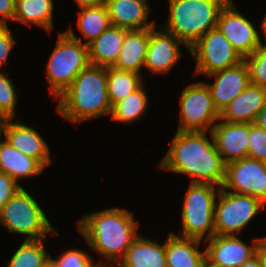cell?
<instances>
[{
	"instance_id": "obj_41",
	"label": "cell",
	"mask_w": 266,
	"mask_h": 267,
	"mask_svg": "<svg viewBox=\"0 0 266 267\" xmlns=\"http://www.w3.org/2000/svg\"><path fill=\"white\" fill-rule=\"evenodd\" d=\"M8 120V117L0 114V142L3 140L2 135H4L5 126Z\"/></svg>"
},
{
	"instance_id": "obj_7",
	"label": "cell",
	"mask_w": 266,
	"mask_h": 267,
	"mask_svg": "<svg viewBox=\"0 0 266 267\" xmlns=\"http://www.w3.org/2000/svg\"><path fill=\"white\" fill-rule=\"evenodd\" d=\"M220 188L211 183H190L181 208V236L205 241L215 235L214 208Z\"/></svg>"
},
{
	"instance_id": "obj_25",
	"label": "cell",
	"mask_w": 266,
	"mask_h": 267,
	"mask_svg": "<svg viewBox=\"0 0 266 267\" xmlns=\"http://www.w3.org/2000/svg\"><path fill=\"white\" fill-rule=\"evenodd\" d=\"M53 10V0H16L13 22L39 26L50 33L54 27Z\"/></svg>"
},
{
	"instance_id": "obj_32",
	"label": "cell",
	"mask_w": 266,
	"mask_h": 267,
	"mask_svg": "<svg viewBox=\"0 0 266 267\" xmlns=\"http://www.w3.org/2000/svg\"><path fill=\"white\" fill-rule=\"evenodd\" d=\"M56 267H99L92 256L80 249L63 251L57 259L50 257Z\"/></svg>"
},
{
	"instance_id": "obj_21",
	"label": "cell",
	"mask_w": 266,
	"mask_h": 267,
	"mask_svg": "<svg viewBox=\"0 0 266 267\" xmlns=\"http://www.w3.org/2000/svg\"><path fill=\"white\" fill-rule=\"evenodd\" d=\"M140 235L115 267H167L165 242L157 243Z\"/></svg>"
},
{
	"instance_id": "obj_24",
	"label": "cell",
	"mask_w": 266,
	"mask_h": 267,
	"mask_svg": "<svg viewBox=\"0 0 266 267\" xmlns=\"http://www.w3.org/2000/svg\"><path fill=\"white\" fill-rule=\"evenodd\" d=\"M127 30L110 25L98 38L88 44L90 64L113 67Z\"/></svg>"
},
{
	"instance_id": "obj_33",
	"label": "cell",
	"mask_w": 266,
	"mask_h": 267,
	"mask_svg": "<svg viewBox=\"0 0 266 267\" xmlns=\"http://www.w3.org/2000/svg\"><path fill=\"white\" fill-rule=\"evenodd\" d=\"M248 157L266 162V131L250 123Z\"/></svg>"
},
{
	"instance_id": "obj_29",
	"label": "cell",
	"mask_w": 266,
	"mask_h": 267,
	"mask_svg": "<svg viewBox=\"0 0 266 267\" xmlns=\"http://www.w3.org/2000/svg\"><path fill=\"white\" fill-rule=\"evenodd\" d=\"M44 241L47 238L25 239L4 267H43L50 259Z\"/></svg>"
},
{
	"instance_id": "obj_37",
	"label": "cell",
	"mask_w": 266,
	"mask_h": 267,
	"mask_svg": "<svg viewBox=\"0 0 266 267\" xmlns=\"http://www.w3.org/2000/svg\"><path fill=\"white\" fill-rule=\"evenodd\" d=\"M256 255L260 260L261 266L266 267V245L261 240L257 245Z\"/></svg>"
},
{
	"instance_id": "obj_3",
	"label": "cell",
	"mask_w": 266,
	"mask_h": 267,
	"mask_svg": "<svg viewBox=\"0 0 266 267\" xmlns=\"http://www.w3.org/2000/svg\"><path fill=\"white\" fill-rule=\"evenodd\" d=\"M107 87V67L89 64L57 98V112L74 124L110 116L112 106Z\"/></svg>"
},
{
	"instance_id": "obj_10",
	"label": "cell",
	"mask_w": 266,
	"mask_h": 267,
	"mask_svg": "<svg viewBox=\"0 0 266 267\" xmlns=\"http://www.w3.org/2000/svg\"><path fill=\"white\" fill-rule=\"evenodd\" d=\"M189 52L196 62L194 75L206 76L244 60L217 27L198 39L189 48Z\"/></svg>"
},
{
	"instance_id": "obj_11",
	"label": "cell",
	"mask_w": 266,
	"mask_h": 267,
	"mask_svg": "<svg viewBox=\"0 0 266 267\" xmlns=\"http://www.w3.org/2000/svg\"><path fill=\"white\" fill-rule=\"evenodd\" d=\"M224 190L250 195L266 205V162L245 157L226 164Z\"/></svg>"
},
{
	"instance_id": "obj_12",
	"label": "cell",
	"mask_w": 266,
	"mask_h": 267,
	"mask_svg": "<svg viewBox=\"0 0 266 267\" xmlns=\"http://www.w3.org/2000/svg\"><path fill=\"white\" fill-rule=\"evenodd\" d=\"M234 0H229L219 13L217 28L244 59L263 44L253 23L239 12Z\"/></svg>"
},
{
	"instance_id": "obj_15",
	"label": "cell",
	"mask_w": 266,
	"mask_h": 267,
	"mask_svg": "<svg viewBox=\"0 0 266 267\" xmlns=\"http://www.w3.org/2000/svg\"><path fill=\"white\" fill-rule=\"evenodd\" d=\"M215 78L208 86L215 108L220 113L250 85L249 70L244 60L237 65L206 75Z\"/></svg>"
},
{
	"instance_id": "obj_36",
	"label": "cell",
	"mask_w": 266,
	"mask_h": 267,
	"mask_svg": "<svg viewBox=\"0 0 266 267\" xmlns=\"http://www.w3.org/2000/svg\"><path fill=\"white\" fill-rule=\"evenodd\" d=\"M16 0H0V25H8L13 21Z\"/></svg>"
},
{
	"instance_id": "obj_22",
	"label": "cell",
	"mask_w": 266,
	"mask_h": 267,
	"mask_svg": "<svg viewBox=\"0 0 266 267\" xmlns=\"http://www.w3.org/2000/svg\"><path fill=\"white\" fill-rule=\"evenodd\" d=\"M149 42V28L127 30L113 67L119 70L141 74L145 66V58Z\"/></svg>"
},
{
	"instance_id": "obj_39",
	"label": "cell",
	"mask_w": 266,
	"mask_h": 267,
	"mask_svg": "<svg viewBox=\"0 0 266 267\" xmlns=\"http://www.w3.org/2000/svg\"><path fill=\"white\" fill-rule=\"evenodd\" d=\"M78 7L90 5H102L106 0H74Z\"/></svg>"
},
{
	"instance_id": "obj_40",
	"label": "cell",
	"mask_w": 266,
	"mask_h": 267,
	"mask_svg": "<svg viewBox=\"0 0 266 267\" xmlns=\"http://www.w3.org/2000/svg\"><path fill=\"white\" fill-rule=\"evenodd\" d=\"M240 267H262L257 255L253 256L248 261L244 262Z\"/></svg>"
},
{
	"instance_id": "obj_9",
	"label": "cell",
	"mask_w": 266,
	"mask_h": 267,
	"mask_svg": "<svg viewBox=\"0 0 266 267\" xmlns=\"http://www.w3.org/2000/svg\"><path fill=\"white\" fill-rule=\"evenodd\" d=\"M180 120L177 131H211L220 113L215 108L205 82L188 84L181 92Z\"/></svg>"
},
{
	"instance_id": "obj_31",
	"label": "cell",
	"mask_w": 266,
	"mask_h": 267,
	"mask_svg": "<svg viewBox=\"0 0 266 267\" xmlns=\"http://www.w3.org/2000/svg\"><path fill=\"white\" fill-rule=\"evenodd\" d=\"M244 61L249 70L250 84L266 88V46L258 47Z\"/></svg>"
},
{
	"instance_id": "obj_8",
	"label": "cell",
	"mask_w": 266,
	"mask_h": 267,
	"mask_svg": "<svg viewBox=\"0 0 266 267\" xmlns=\"http://www.w3.org/2000/svg\"><path fill=\"white\" fill-rule=\"evenodd\" d=\"M266 205L258 198L220 188L214 208L215 235H238Z\"/></svg>"
},
{
	"instance_id": "obj_34",
	"label": "cell",
	"mask_w": 266,
	"mask_h": 267,
	"mask_svg": "<svg viewBox=\"0 0 266 267\" xmlns=\"http://www.w3.org/2000/svg\"><path fill=\"white\" fill-rule=\"evenodd\" d=\"M16 41L12 35V30L8 25H0V70L4 64H7L9 54L13 50Z\"/></svg>"
},
{
	"instance_id": "obj_26",
	"label": "cell",
	"mask_w": 266,
	"mask_h": 267,
	"mask_svg": "<svg viewBox=\"0 0 266 267\" xmlns=\"http://www.w3.org/2000/svg\"><path fill=\"white\" fill-rule=\"evenodd\" d=\"M78 9L76 25L88 45L111 25L108 10L105 4L80 6Z\"/></svg>"
},
{
	"instance_id": "obj_28",
	"label": "cell",
	"mask_w": 266,
	"mask_h": 267,
	"mask_svg": "<svg viewBox=\"0 0 266 267\" xmlns=\"http://www.w3.org/2000/svg\"><path fill=\"white\" fill-rule=\"evenodd\" d=\"M143 78L142 74L107 67V88L111 106L113 107L146 83Z\"/></svg>"
},
{
	"instance_id": "obj_35",
	"label": "cell",
	"mask_w": 266,
	"mask_h": 267,
	"mask_svg": "<svg viewBox=\"0 0 266 267\" xmlns=\"http://www.w3.org/2000/svg\"><path fill=\"white\" fill-rule=\"evenodd\" d=\"M21 187L13 178L0 171V211Z\"/></svg>"
},
{
	"instance_id": "obj_16",
	"label": "cell",
	"mask_w": 266,
	"mask_h": 267,
	"mask_svg": "<svg viewBox=\"0 0 266 267\" xmlns=\"http://www.w3.org/2000/svg\"><path fill=\"white\" fill-rule=\"evenodd\" d=\"M211 132L225 164L248 157L250 123H230L219 119Z\"/></svg>"
},
{
	"instance_id": "obj_18",
	"label": "cell",
	"mask_w": 266,
	"mask_h": 267,
	"mask_svg": "<svg viewBox=\"0 0 266 267\" xmlns=\"http://www.w3.org/2000/svg\"><path fill=\"white\" fill-rule=\"evenodd\" d=\"M111 25L126 30L152 28L155 20L149 21L152 11L147 0H106Z\"/></svg>"
},
{
	"instance_id": "obj_17",
	"label": "cell",
	"mask_w": 266,
	"mask_h": 267,
	"mask_svg": "<svg viewBox=\"0 0 266 267\" xmlns=\"http://www.w3.org/2000/svg\"><path fill=\"white\" fill-rule=\"evenodd\" d=\"M4 139L24 155L38 160L45 168L53 161L50 158L51 150L45 139L32 126L20 123L17 117L7 121Z\"/></svg>"
},
{
	"instance_id": "obj_45",
	"label": "cell",
	"mask_w": 266,
	"mask_h": 267,
	"mask_svg": "<svg viewBox=\"0 0 266 267\" xmlns=\"http://www.w3.org/2000/svg\"><path fill=\"white\" fill-rule=\"evenodd\" d=\"M205 267H218V266L206 265Z\"/></svg>"
},
{
	"instance_id": "obj_19",
	"label": "cell",
	"mask_w": 266,
	"mask_h": 267,
	"mask_svg": "<svg viewBox=\"0 0 266 267\" xmlns=\"http://www.w3.org/2000/svg\"><path fill=\"white\" fill-rule=\"evenodd\" d=\"M266 104V88L250 84L220 112V120L230 123H254Z\"/></svg>"
},
{
	"instance_id": "obj_1",
	"label": "cell",
	"mask_w": 266,
	"mask_h": 267,
	"mask_svg": "<svg viewBox=\"0 0 266 267\" xmlns=\"http://www.w3.org/2000/svg\"><path fill=\"white\" fill-rule=\"evenodd\" d=\"M177 131L166 155L159 163L160 170L191 177L190 183H211L222 186L226 164L217 150L212 132Z\"/></svg>"
},
{
	"instance_id": "obj_23",
	"label": "cell",
	"mask_w": 266,
	"mask_h": 267,
	"mask_svg": "<svg viewBox=\"0 0 266 267\" xmlns=\"http://www.w3.org/2000/svg\"><path fill=\"white\" fill-rule=\"evenodd\" d=\"M45 167L36 159L28 157L11 146L5 139L0 142V171L17 183L43 173Z\"/></svg>"
},
{
	"instance_id": "obj_6",
	"label": "cell",
	"mask_w": 266,
	"mask_h": 267,
	"mask_svg": "<svg viewBox=\"0 0 266 267\" xmlns=\"http://www.w3.org/2000/svg\"><path fill=\"white\" fill-rule=\"evenodd\" d=\"M0 224L10 233L24 235L25 239H41L58 235L45 211L24 187H21L0 211Z\"/></svg>"
},
{
	"instance_id": "obj_43",
	"label": "cell",
	"mask_w": 266,
	"mask_h": 267,
	"mask_svg": "<svg viewBox=\"0 0 266 267\" xmlns=\"http://www.w3.org/2000/svg\"><path fill=\"white\" fill-rule=\"evenodd\" d=\"M43 267H56L54 263L49 259Z\"/></svg>"
},
{
	"instance_id": "obj_4",
	"label": "cell",
	"mask_w": 266,
	"mask_h": 267,
	"mask_svg": "<svg viewBox=\"0 0 266 267\" xmlns=\"http://www.w3.org/2000/svg\"><path fill=\"white\" fill-rule=\"evenodd\" d=\"M168 19L162 28L189 48L217 27L218 16L229 0H167Z\"/></svg>"
},
{
	"instance_id": "obj_27",
	"label": "cell",
	"mask_w": 266,
	"mask_h": 267,
	"mask_svg": "<svg viewBox=\"0 0 266 267\" xmlns=\"http://www.w3.org/2000/svg\"><path fill=\"white\" fill-rule=\"evenodd\" d=\"M145 85L143 83L137 90L112 107L111 120L129 125L143 117L149 107Z\"/></svg>"
},
{
	"instance_id": "obj_30",
	"label": "cell",
	"mask_w": 266,
	"mask_h": 267,
	"mask_svg": "<svg viewBox=\"0 0 266 267\" xmlns=\"http://www.w3.org/2000/svg\"><path fill=\"white\" fill-rule=\"evenodd\" d=\"M17 94L13 81L0 70V114L6 117H16Z\"/></svg>"
},
{
	"instance_id": "obj_5",
	"label": "cell",
	"mask_w": 266,
	"mask_h": 267,
	"mask_svg": "<svg viewBox=\"0 0 266 267\" xmlns=\"http://www.w3.org/2000/svg\"><path fill=\"white\" fill-rule=\"evenodd\" d=\"M89 64L88 45L82 38L77 37L73 29L59 32L46 65L51 96L57 99Z\"/></svg>"
},
{
	"instance_id": "obj_20",
	"label": "cell",
	"mask_w": 266,
	"mask_h": 267,
	"mask_svg": "<svg viewBox=\"0 0 266 267\" xmlns=\"http://www.w3.org/2000/svg\"><path fill=\"white\" fill-rule=\"evenodd\" d=\"M202 240L170 232L165 240L167 267H205L206 252L200 251Z\"/></svg>"
},
{
	"instance_id": "obj_42",
	"label": "cell",
	"mask_w": 266,
	"mask_h": 267,
	"mask_svg": "<svg viewBox=\"0 0 266 267\" xmlns=\"http://www.w3.org/2000/svg\"><path fill=\"white\" fill-rule=\"evenodd\" d=\"M259 28L261 29L260 33L262 32L261 34L263 36V39L266 41V13L261 21ZM261 45L266 46V44H261Z\"/></svg>"
},
{
	"instance_id": "obj_44",
	"label": "cell",
	"mask_w": 266,
	"mask_h": 267,
	"mask_svg": "<svg viewBox=\"0 0 266 267\" xmlns=\"http://www.w3.org/2000/svg\"><path fill=\"white\" fill-rule=\"evenodd\" d=\"M261 241L266 245V236L261 237Z\"/></svg>"
},
{
	"instance_id": "obj_2",
	"label": "cell",
	"mask_w": 266,
	"mask_h": 267,
	"mask_svg": "<svg viewBox=\"0 0 266 267\" xmlns=\"http://www.w3.org/2000/svg\"><path fill=\"white\" fill-rule=\"evenodd\" d=\"M136 223L132 211L111 207L85 214L78 220L77 228L91 250L101 255L96 264L99 267H114L139 236V225ZM103 257L107 260L106 264Z\"/></svg>"
},
{
	"instance_id": "obj_38",
	"label": "cell",
	"mask_w": 266,
	"mask_h": 267,
	"mask_svg": "<svg viewBox=\"0 0 266 267\" xmlns=\"http://www.w3.org/2000/svg\"><path fill=\"white\" fill-rule=\"evenodd\" d=\"M254 123L266 131V104L257 114Z\"/></svg>"
},
{
	"instance_id": "obj_13",
	"label": "cell",
	"mask_w": 266,
	"mask_h": 267,
	"mask_svg": "<svg viewBox=\"0 0 266 267\" xmlns=\"http://www.w3.org/2000/svg\"><path fill=\"white\" fill-rule=\"evenodd\" d=\"M261 237L252 239L246 244L237 235H214L205 240L208 242L206 265L218 267H240L244 262L256 255V248Z\"/></svg>"
},
{
	"instance_id": "obj_14",
	"label": "cell",
	"mask_w": 266,
	"mask_h": 267,
	"mask_svg": "<svg viewBox=\"0 0 266 267\" xmlns=\"http://www.w3.org/2000/svg\"><path fill=\"white\" fill-rule=\"evenodd\" d=\"M155 25L149 28V42L144 68L152 74H168L182 57L180 46L189 47L173 34Z\"/></svg>"
}]
</instances>
